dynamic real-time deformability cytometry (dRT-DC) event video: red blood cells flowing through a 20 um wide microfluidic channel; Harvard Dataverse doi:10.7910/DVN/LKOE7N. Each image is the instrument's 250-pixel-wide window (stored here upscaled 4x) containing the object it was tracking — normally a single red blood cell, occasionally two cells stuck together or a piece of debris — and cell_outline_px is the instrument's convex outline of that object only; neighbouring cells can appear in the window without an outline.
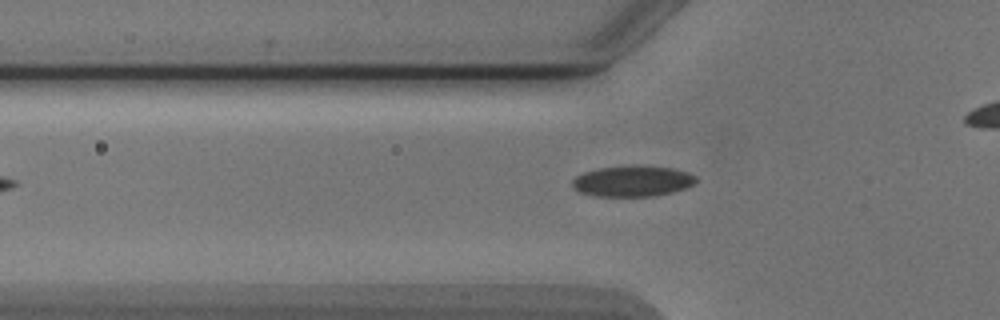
{"species": "Egyptian fruit bat (a non-hibernating species)", "species_latin": "Rousettus aegyptiacus", "temperature_condition": "cold", "stored_images_in_passage": 6, "segment_of_instrument_passage": [2, 2], "camera_frame_rate_fps": 3000, "um_per_image_px": 0.085, "animal": {"sex": "male"}, "frame": {"image": 1, "passage_image": 6, "time_ms": 7.0, "image_size_px": [1000, 320], "cell_outline_px": [[696, 180], [692, 184], [684, 188], [672, 192], [652, 196], [592, 196], [580, 192], [572, 188], [572, 180], [576, 176], [584, 172], [600, 168], [632, 164], [636, 164], [672, 168], [688, 172], [696, 176]], "centroid_in_image_um": [53.73, 15.38], "position_along_channel_um": 72.1, "area_um2": 22.43}}